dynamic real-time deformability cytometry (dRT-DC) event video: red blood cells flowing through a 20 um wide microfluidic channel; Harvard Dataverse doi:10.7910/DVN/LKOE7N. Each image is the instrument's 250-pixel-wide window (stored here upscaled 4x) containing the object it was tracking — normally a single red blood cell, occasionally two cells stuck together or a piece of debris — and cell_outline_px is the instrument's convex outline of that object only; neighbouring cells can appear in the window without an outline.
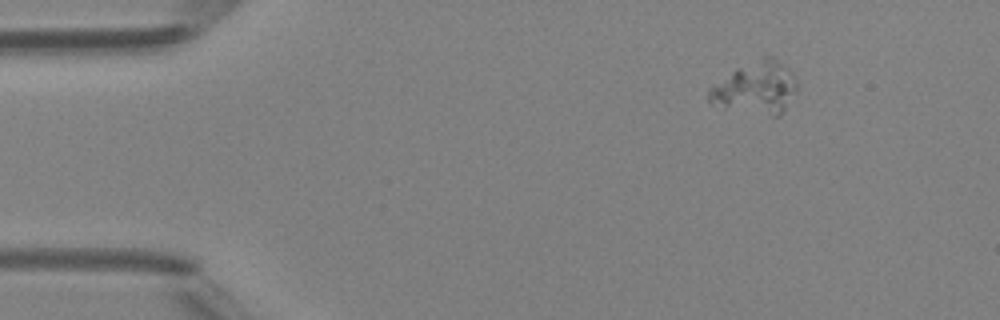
{"species": "Egyptian fruit bat (a non-hibernating species)", "species_latin": "Rousettus aegyptiacus", "temperature_condition": "room temperature", "stored_images_in_passage": 5, "camera_frame_rate_fps": 3000, "um_per_image_px": 0.085, "animal": {"sex": "female"}, "frame": {"image": 1, "passage_image": 1, "time_ms": 0.0, "image_size_px": [1000, 320], "cell_outline_px": [[796, 92], [784, 112], [780, 116], [772, 116], [724, 108], [708, 100], [708, 88], [736, 68], [764, 56], [772, 56], [784, 64], [792, 72], [796, 80]], "centroid_in_image_um": [64.27, 7.47], "position_along_channel_um": 20.7, "area_um2": 26.82}}
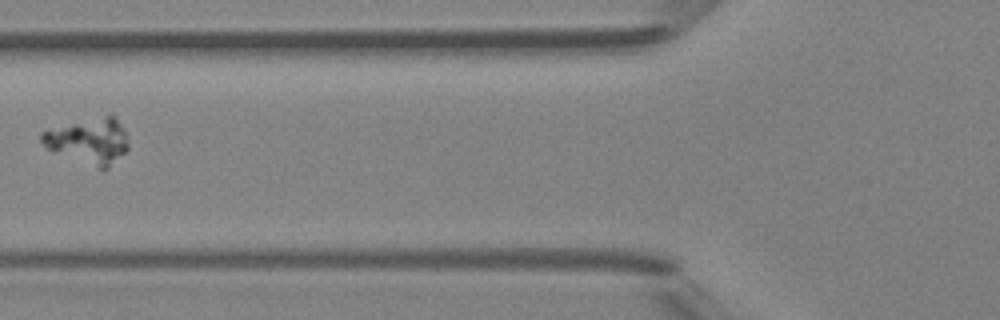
{"frame": {"image": 2, "passage_image": 4, "time_ms": 4.333, "image_size_px": [1000, 320], "cell_outline_px": [[128, 148], [108, 168], [100, 172], [48, 148], [40, 140], [40, 132], [72, 124], [108, 116], [112, 116], [124, 128], [128, 136]], "centroid_in_image_um": [7.58, 12.06], "position_along_channel_um": 118.2, "area_um2": 22.54}}
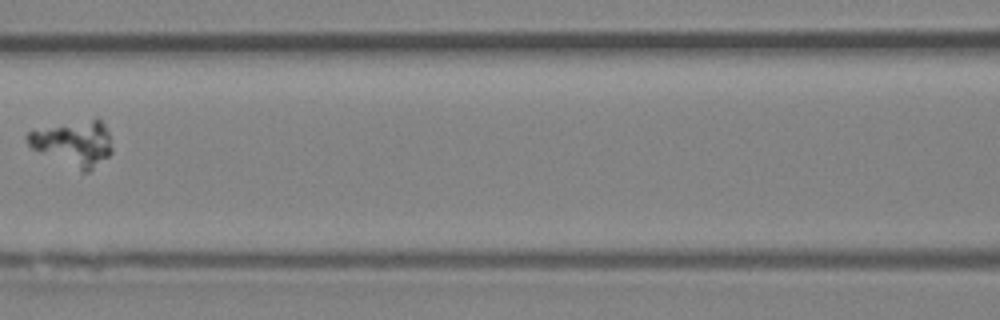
{"frame": {"image": 3, "passage_image": 5, "time_ms": 5.333, "image_size_px": [1000, 320], "cell_outline_px": [[112, 152], [108, 156], [88, 172], [84, 172], [32, 148], [24, 140], [24, 136], [28, 132], [96, 116], [104, 124], [108, 132], [112, 148]], "centroid_in_image_um": [6.27, 12.14], "position_along_channel_um": 160.3, "area_um2": 22.08}}